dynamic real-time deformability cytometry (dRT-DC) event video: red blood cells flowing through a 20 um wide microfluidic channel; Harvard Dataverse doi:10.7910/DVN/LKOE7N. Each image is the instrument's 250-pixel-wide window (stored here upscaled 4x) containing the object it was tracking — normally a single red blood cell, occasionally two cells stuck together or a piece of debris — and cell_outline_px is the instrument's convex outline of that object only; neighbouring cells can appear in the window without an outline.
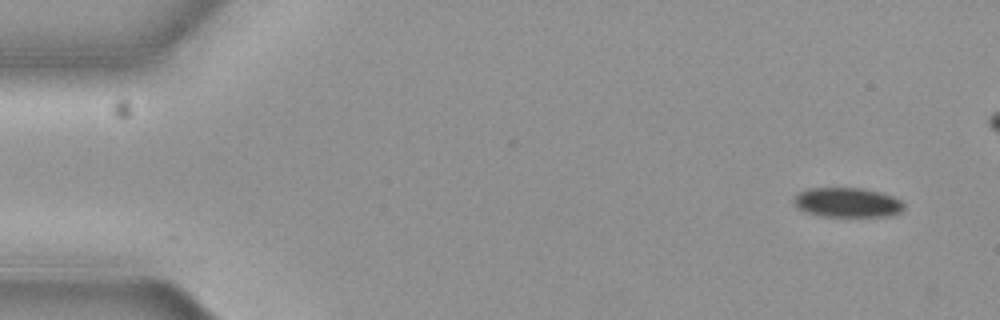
{"species": "common noctule bat (a hibernating species)", "species_latin": "Nyctalus noctula", "temperature_condition": "cold", "stored_images_in_passage": 6, "camera_frame_rate_fps": 3000, "um_per_image_px": 0.085, "animal": {"sex": "female", "body_mass_g": 19.3, "forearm_length_mm": 54.1}, "frame": {"image": 1, "passage_image": 1, "time_ms": 0.0, "image_size_px": [1000, 320], "cell_outline_px": [[904, 208], [900, 212], [888, 216], [820, 216], [804, 212], [796, 204], [796, 196], [800, 192], [808, 188], [860, 188], [880, 192], [892, 196], [900, 200], [904, 204]], "centroid_in_image_um": [72.05, 17.21], "position_along_channel_um": 12.9, "area_um2": 18.73}}